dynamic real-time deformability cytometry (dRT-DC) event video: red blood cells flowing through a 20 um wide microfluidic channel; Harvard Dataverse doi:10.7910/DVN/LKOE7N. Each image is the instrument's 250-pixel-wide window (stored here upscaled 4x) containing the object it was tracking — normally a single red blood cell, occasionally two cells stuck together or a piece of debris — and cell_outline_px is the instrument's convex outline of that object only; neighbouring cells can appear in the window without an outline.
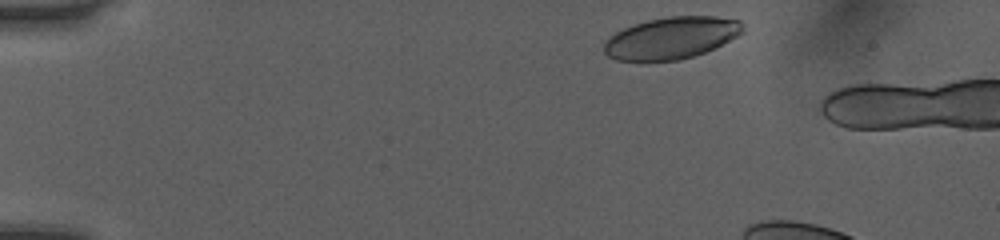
{"species": "human", "species_latin": "Homo sapiens", "temperature_condition": "room temperature", "stored_images_in_passage": 5, "camera_frame_rate_fps": 3000, "um_per_image_px": 0.085, "donor": {"sex": "female"}, "frame": {"image": 1, "passage_image": 2, "time_ms": 0.333, "image_size_px": [1000, 240], "cell_outline_px": [[744, 32], [704, 52], [680, 60], [616, 60], [608, 56], [604, 52], [604, 40], [608, 36], [632, 24], [648, 20], [668, 16], [716, 16], [740, 20], [744, 24]], "centroid_in_image_um": [57.04, 3.2], "position_along_channel_um": 28.0, "area_um2": 33.76}}